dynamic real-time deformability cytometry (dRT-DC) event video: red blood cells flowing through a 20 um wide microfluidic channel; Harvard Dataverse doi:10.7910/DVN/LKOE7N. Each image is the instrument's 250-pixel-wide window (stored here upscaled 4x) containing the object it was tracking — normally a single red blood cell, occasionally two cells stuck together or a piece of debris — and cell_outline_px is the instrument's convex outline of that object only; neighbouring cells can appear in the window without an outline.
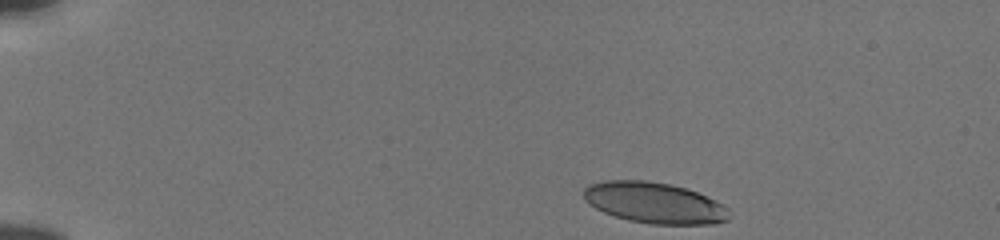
{"species": "human", "species_latin": "Homo sapiens", "temperature_condition": "cold", "stored_images_in_passage": 46, "camera_frame_rate_fps": 3000, "um_per_image_px": 0.085, "donor": {"sex": "male"}, "frame": {"image": 1, "passage_image": 1, "time_ms": 0.0, "image_size_px": [1000, 240], "cell_outline_px": [[732, 216], [728, 220], [716, 224], [652, 224], [628, 220], [604, 212], [588, 204], [584, 200], [584, 188], [588, 184], [604, 180], [648, 180], [672, 184], [696, 192], [716, 200], [724, 204], [728, 208]], "centroid_in_image_um": [55.65, 17.23], "position_along_channel_um": 29.4, "area_um2": 35.08}}
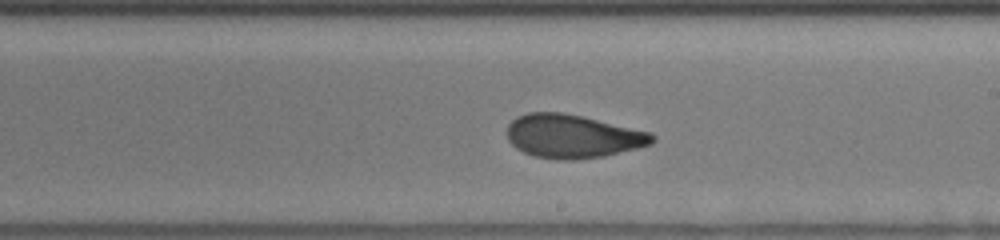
{"frame": {"image": 2, "passage_image": 25, "time_ms": 8.0, "image_size_px": [1000, 240], "cell_outline_px": [[656, 140], [652, 144], [604, 156], [576, 160], [556, 160], [536, 156], [524, 152], [516, 148], [508, 140], [508, 124], [516, 116], [528, 112], [560, 112], [580, 116], [652, 132], [656, 136]], "centroid_in_image_um": [48.68, 11.59], "position_along_channel_um": 240.3, "area_um2": 36.82}}
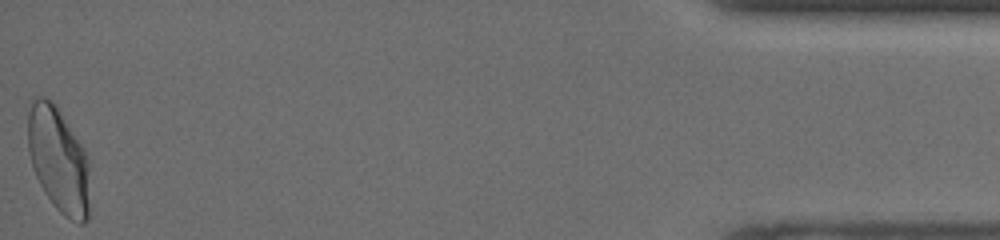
{"frame": {"image": 3, "passage_image": 46, "time_ms": 15.0, "image_size_px": [1000, 240], "cell_outline_px": [[88, 220], [84, 224], [80, 224], [64, 216], [52, 204], [44, 192], [36, 176], [28, 152], [28, 112], [32, 100], [36, 96], [44, 96], [52, 100], [56, 104], [88, 152]], "centroid_in_image_um": [4.98, 13.55], "position_along_channel_um": 430.2, "area_um2": 38.44}, "authors_computed_cell_mechanics": {"area_um2": 36.3562, "velocity_mm_per_s": 3.827, "shape_relaxation_time_tau1_ms": 5.7481, "shape_relaxation_time_tau2_ms": 1.1978, "deformation_change_tau1": 0.1901, "deformation_change_tau2": 0.0712}}